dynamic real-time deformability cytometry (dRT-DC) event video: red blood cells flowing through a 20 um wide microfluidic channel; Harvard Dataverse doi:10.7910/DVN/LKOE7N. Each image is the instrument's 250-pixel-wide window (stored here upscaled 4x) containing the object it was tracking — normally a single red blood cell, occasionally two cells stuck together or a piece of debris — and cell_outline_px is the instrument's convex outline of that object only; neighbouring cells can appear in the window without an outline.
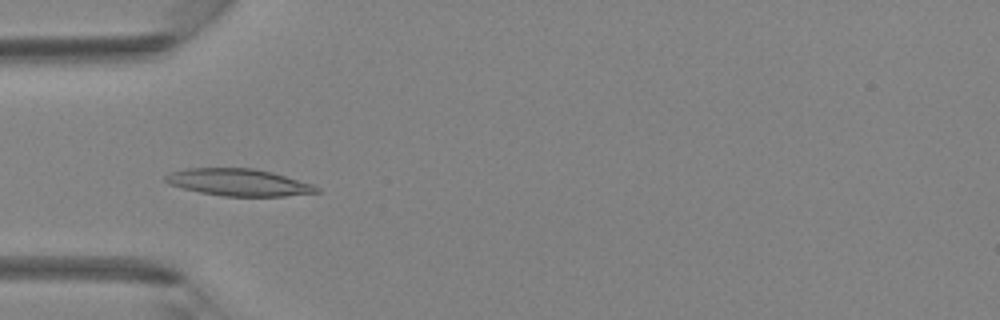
{"species": "Egyptian fruit bat (a non-hibernating species)", "species_latin": "Rousettus aegyptiacus", "temperature_condition": "room temperature", "stored_images_in_passage": 30, "camera_frame_rate_fps": 3000, "um_per_image_px": 0.085, "animal": {"sex": "female"}, "frame": {"image": 1, "passage_image": 1, "time_ms": 0.0, "image_size_px": [1000, 320], "cell_outline_px": [[320, 192], [284, 196], [224, 196], [200, 192], [168, 184], [164, 180], [164, 176], [168, 172], [184, 168], [252, 168], [272, 172], [312, 184], [320, 188]], "centroid_in_image_um": [20.25, 15.49], "position_along_channel_um": 64.8, "area_um2": 23.81}}
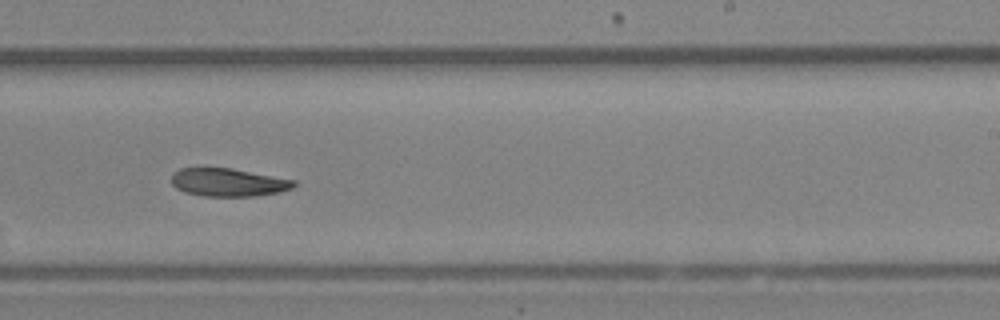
{"frame": {"image": 2, "passage_image": 14, "time_ms": 4.333, "image_size_px": [1000, 320], "cell_outline_px": [[296, 184], [292, 188], [280, 192], [256, 196], [204, 196], [184, 192], [176, 188], [172, 184], [172, 172], [180, 168], [232, 168], [296, 180]], "centroid_in_image_um": [19.4, 15.5], "position_along_channel_um": 269.6, "area_um2": 20.11}}
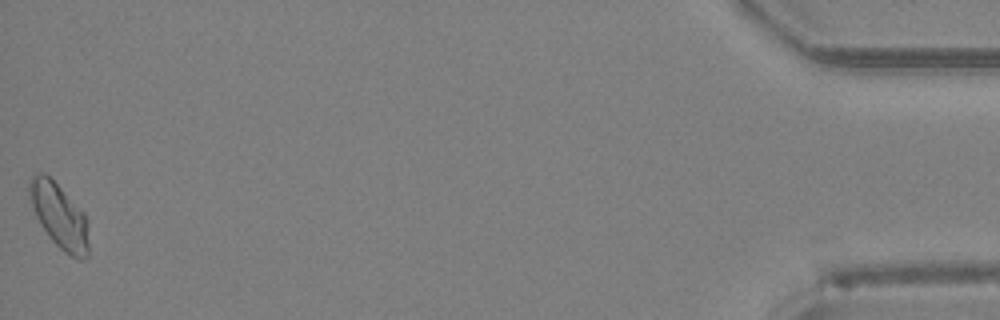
{"frame": {"image": 3, "passage_image": 30, "time_ms": 9.667, "image_size_px": [1000, 320], "cell_outline_px": [[88, 256], [84, 260], [80, 260], [64, 252], [48, 236], [40, 224], [36, 216], [28, 192], [28, 180], [36, 172], [44, 172], [84, 212], [88, 220]], "centroid_in_image_um": [5.04, 18.36], "position_along_channel_um": 430.2, "area_um2": 22.37}}